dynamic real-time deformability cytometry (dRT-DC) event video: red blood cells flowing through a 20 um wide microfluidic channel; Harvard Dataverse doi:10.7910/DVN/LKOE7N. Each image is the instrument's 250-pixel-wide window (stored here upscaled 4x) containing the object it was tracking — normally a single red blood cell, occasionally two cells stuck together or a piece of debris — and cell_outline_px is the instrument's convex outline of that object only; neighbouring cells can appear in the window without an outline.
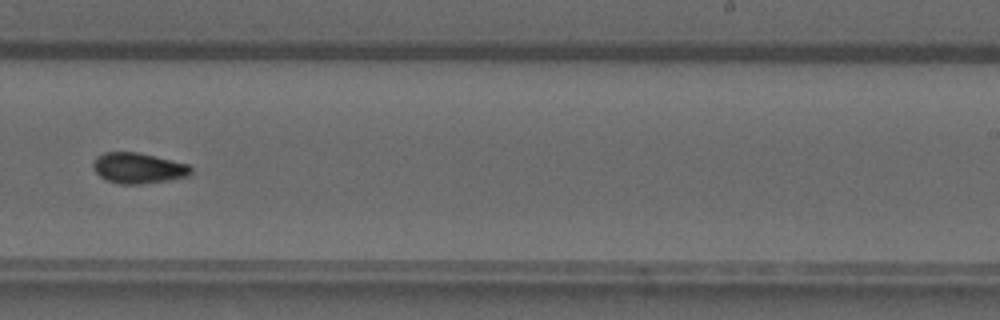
{"species": "common noctule bat (a hibernating species)", "species_latin": "Nyctalus noctula", "temperature_condition": "warm", "stored_images_in_passage": 26, "camera_frame_rate_fps": 3000, "um_per_image_px": 0.085, "animal": {"sex": "male", "forearm_length_mm": 52.5}, "frame": {"image": 1, "passage_image": 15, "time_ms": 4.667, "image_size_px": [1000, 320], "cell_outline_px": [[192, 172], [188, 176], [168, 180], [140, 184], [120, 184], [104, 180], [92, 168], [92, 164], [96, 156], [104, 152], [136, 152], [188, 164], [192, 168]], "centroid_in_image_um": [11.71, 14.29], "position_along_channel_um": 277.3, "area_um2": 17.46}}